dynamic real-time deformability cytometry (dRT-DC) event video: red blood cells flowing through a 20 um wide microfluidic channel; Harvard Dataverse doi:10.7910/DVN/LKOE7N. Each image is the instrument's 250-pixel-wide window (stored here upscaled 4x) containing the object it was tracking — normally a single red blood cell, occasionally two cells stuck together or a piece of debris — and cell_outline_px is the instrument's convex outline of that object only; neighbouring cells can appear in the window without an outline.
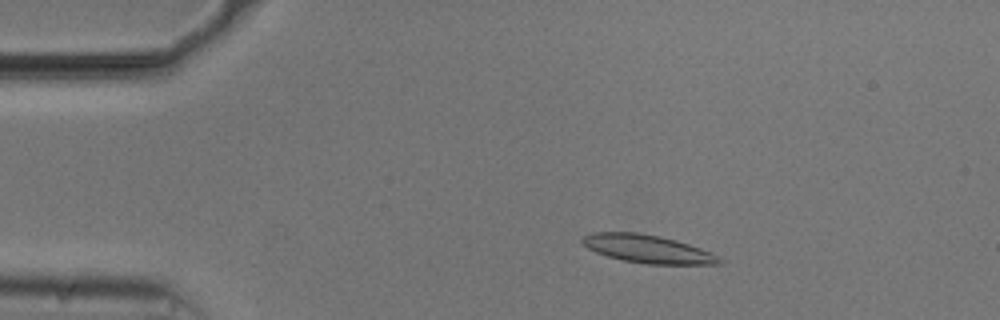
{"species": "common noctule bat (a hibernating species)", "species_latin": "Nyctalus noctula", "temperature_condition": "cold", "stored_images_in_passage": 53, "camera_frame_rate_fps": 3000, "um_per_image_px": 0.085, "animal": {"sex": "male", "body_mass_g": 20.5, "forearm_length_mm": 52.5}, "frame": {"image": 1, "passage_image": 9, "time_ms": 2.667, "image_size_px": [1000, 320], "cell_outline_px": [[724, 260], [720, 264], [648, 264], [624, 260], [608, 256], [596, 252], [588, 248], [580, 240], [584, 236], [592, 232], [636, 232], [660, 236], [676, 240], [712, 252]], "centroid_in_image_um": [55.07, 21.15], "position_along_channel_um": 29.9, "area_um2": 22.31}}
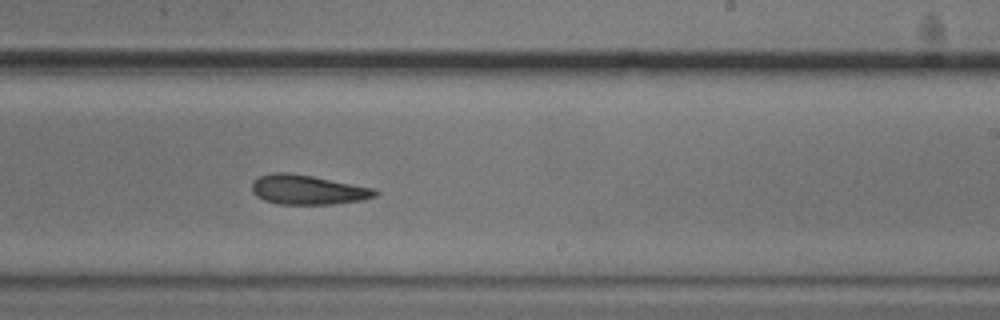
{"frame": {"image": 2, "passage_image": 32, "time_ms": 10.333, "image_size_px": [1000, 320], "cell_outline_px": [[380, 192], [376, 196], [360, 200], [332, 204], [280, 204], [264, 200], [256, 196], [252, 192], [252, 184], [260, 176], [272, 172], [288, 172], [312, 176], [376, 188]], "centroid_in_image_um": [26.18, 16.12], "position_along_channel_um": 262.8, "area_um2": 21.21}}
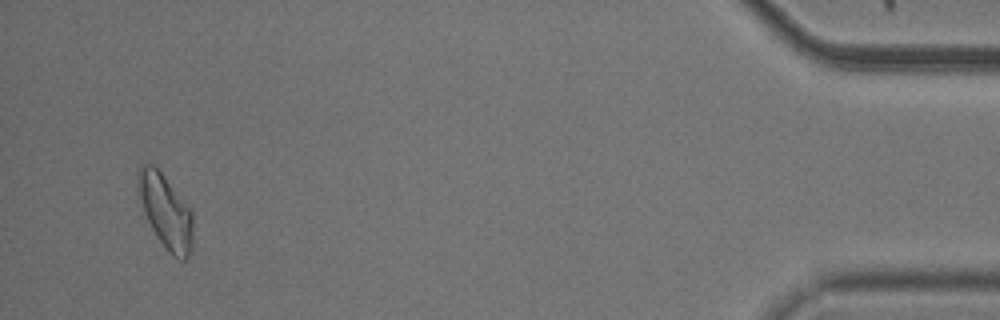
{"frame": {"image": 3, "passage_image": 51, "time_ms": 16.667, "image_size_px": [1000, 320], "cell_outline_px": [[192, 248], [188, 256], [184, 260], [172, 256], [168, 252], [156, 236], [144, 212], [136, 180], [136, 172], [140, 164], [156, 164], [192, 212]], "centroid_in_image_um": [14.06, 17.92], "position_along_channel_um": 421.1, "area_um2": 23.64}, "authors_computed_cell_mechanics": {"area_um2": 21.8484, "velocity_mm_per_s": 3.7223, "shape_relaxation_time_tau1_ms": null, "shape_relaxation_time_tau2_ms": 7.3677, "deformation_change_tau1": null, "deformation_change_tau2": 0.168}}